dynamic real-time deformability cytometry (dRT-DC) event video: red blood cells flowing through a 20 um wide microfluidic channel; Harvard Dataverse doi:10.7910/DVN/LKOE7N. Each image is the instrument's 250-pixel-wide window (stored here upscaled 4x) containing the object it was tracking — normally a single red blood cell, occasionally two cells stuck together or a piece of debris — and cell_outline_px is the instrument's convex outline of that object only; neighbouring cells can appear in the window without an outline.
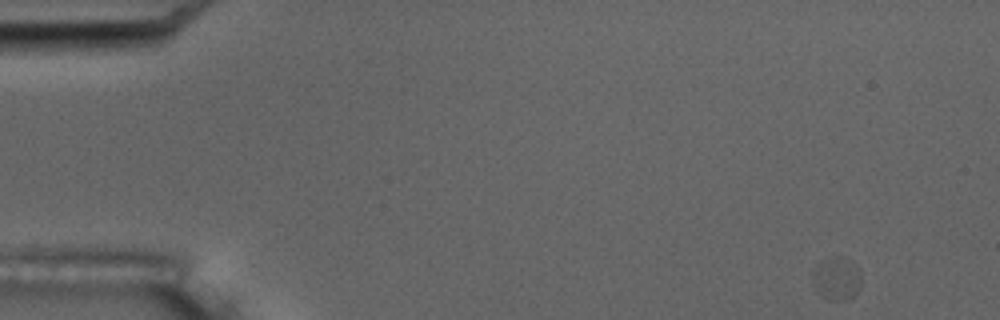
{"species": "common noctule bat (a hibernating species)", "species_latin": "Nyctalus noctula", "temperature_condition": "room temperature", "stored_images_in_passage": 11, "camera_frame_rate_fps": 3000, "um_per_image_px": 0.085, "animal": {"sex": "male", "body_mass_g": 17.5, "forearm_length_mm": 52.3}, "frame": {"image": 1, "passage_image": 1, "time_ms": 0.0, "image_size_px": [1000, 320], "cell_outline_px": [[860, 284], [856, 292], [852, 296], [844, 300], [828, 300], [816, 292], [812, 280], [812, 268], [820, 260], [836, 256], [852, 260], [860, 268]], "centroid_in_image_um": [71.07, 23.64], "position_along_channel_um": 13.9, "area_um2": 12.48}}
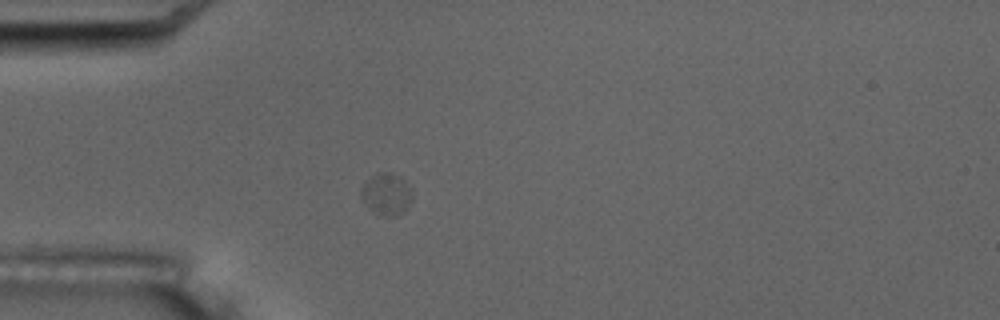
{"frame": {"image": 2, "passage_image": 4, "time_ms": 4.333, "image_size_px": [1000, 320], "cell_outline_px": [[412, 200], [396, 216], [392, 216], [376, 212], [360, 196], [360, 188], [364, 180], [380, 172], [384, 172], [396, 176], [404, 180], [412, 188]], "centroid_in_image_um": [32.84, 16.45], "position_along_channel_um": 52.2, "area_um2": 11.96}}
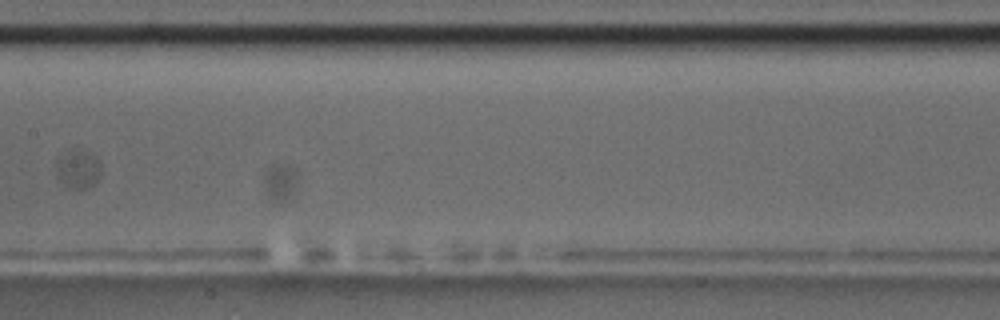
{"frame": {"image": 3, "passage_image": 8, "time_ms": 9.0, "image_size_px": [1000, 320], "cell_outline_px": [[100, 176], [88, 188], [68, 188], [60, 180], [56, 172], [56, 156], [64, 148], [92, 152], [96, 156], [100, 164]], "centroid_in_image_um": [6.58, 14.3], "position_along_channel_um": 200.8, "area_um2": 10.46}}